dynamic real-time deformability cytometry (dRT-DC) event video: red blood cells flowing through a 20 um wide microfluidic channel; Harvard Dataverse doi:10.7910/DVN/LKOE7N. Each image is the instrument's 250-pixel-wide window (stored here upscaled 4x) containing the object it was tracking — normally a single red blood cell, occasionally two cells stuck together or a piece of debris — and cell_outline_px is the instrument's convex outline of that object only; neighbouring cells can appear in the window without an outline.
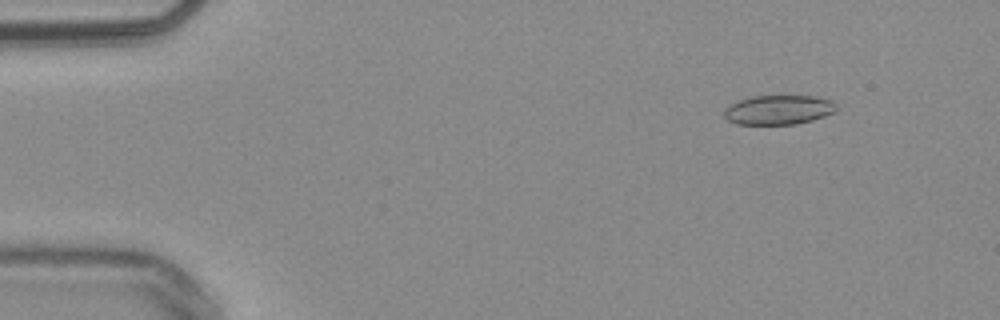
{"species": "common noctule bat (a hibernating species)", "species_latin": "Nyctalus noctula", "temperature_condition": "warm", "stored_images_in_passage": 54, "segment_of_instrument_passage": [1, 2], "camera_frame_rate_fps": 3000, "um_per_image_px": 0.085, "animal": {"sex": "male", "body_mass_g": 20.4}, "frame": {"image": 1, "passage_image": 6, "time_ms": 1.667, "image_size_px": [1000, 320], "cell_outline_px": [[836, 108], [832, 112], [824, 116], [812, 120], [796, 124], [736, 124], [728, 120], [724, 116], [724, 108], [728, 104], [748, 96], [816, 96], [832, 100], [836, 104]], "centroid_in_image_um": [66.13, 9.32], "position_along_channel_um": 18.9, "area_um2": 19.36}}
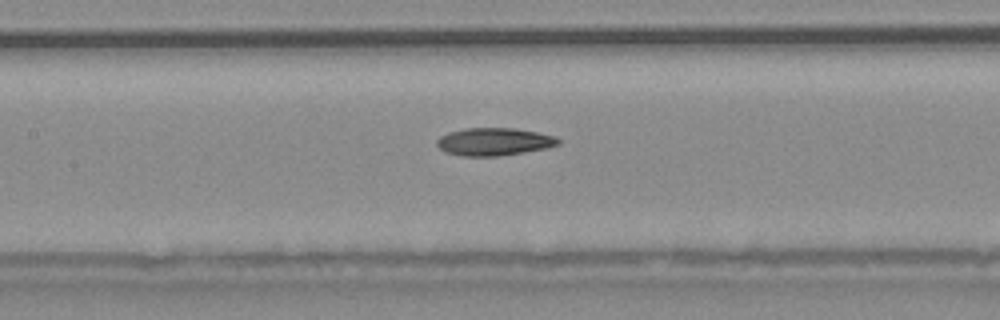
{"frame": {"image": 2, "passage_image": 25, "time_ms": 8.0, "image_size_px": [1000, 320], "cell_outline_px": [[560, 144], [548, 148], [500, 156], [460, 156], [444, 152], [436, 144], [436, 140], [440, 136], [448, 132], [464, 128], [516, 128], [556, 136], [560, 140]], "centroid_in_image_um": [41.99, 12.04], "position_along_channel_um": 165.4, "area_um2": 19.83}}
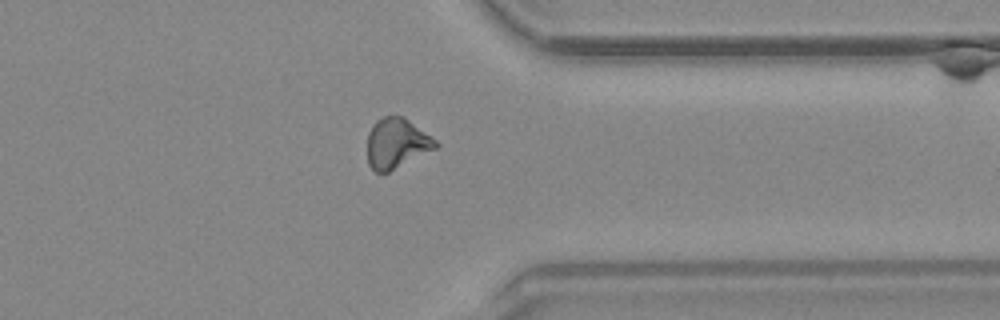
{"frame": {"image": 3, "passage_image": 42, "time_ms": 13.667, "image_size_px": [1000, 320], "cell_outline_px": [[440, 144], [436, 148], [388, 172], [376, 172], [368, 164], [368, 132], [372, 124], [376, 120], [384, 116], [404, 116], [436, 140]], "centroid_in_image_um": [33.7, 12.16], "position_along_channel_um": 377.7, "area_um2": 19.83}}